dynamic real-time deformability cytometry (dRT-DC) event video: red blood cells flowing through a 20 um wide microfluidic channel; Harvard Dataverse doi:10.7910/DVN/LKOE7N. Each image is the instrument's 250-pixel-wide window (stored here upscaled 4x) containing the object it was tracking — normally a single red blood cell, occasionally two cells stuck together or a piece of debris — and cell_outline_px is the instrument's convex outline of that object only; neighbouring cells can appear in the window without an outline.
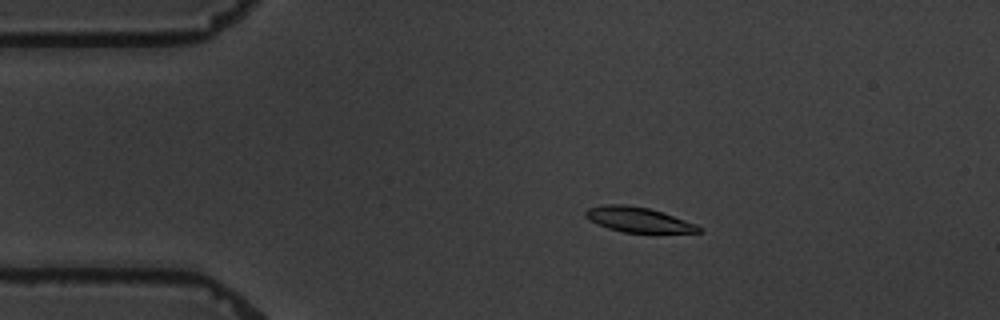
{"species": "common noctule bat (a hibernating species)", "species_latin": "Nyctalus noctula", "temperature_condition": "warm", "stored_images_in_passage": 3, "camera_frame_rate_fps": 3000, "um_per_image_px": 0.085, "animal": {"sex": "male", "body_mass_g": 19.5, "forearm_length_mm": 54.6}, "frame": {"image": 1, "passage_image": 2, "time_ms": 1.0, "image_size_px": [1000, 320], "cell_outline_px": [[704, 232], [624, 232], [608, 228], [596, 224], [588, 220], [584, 216], [584, 212], [588, 208], [604, 204], [624, 204], [648, 208], [696, 224], [704, 228]], "centroid_in_image_um": [54.2, 18.67], "position_along_channel_um": 30.8, "area_um2": 16.36}}